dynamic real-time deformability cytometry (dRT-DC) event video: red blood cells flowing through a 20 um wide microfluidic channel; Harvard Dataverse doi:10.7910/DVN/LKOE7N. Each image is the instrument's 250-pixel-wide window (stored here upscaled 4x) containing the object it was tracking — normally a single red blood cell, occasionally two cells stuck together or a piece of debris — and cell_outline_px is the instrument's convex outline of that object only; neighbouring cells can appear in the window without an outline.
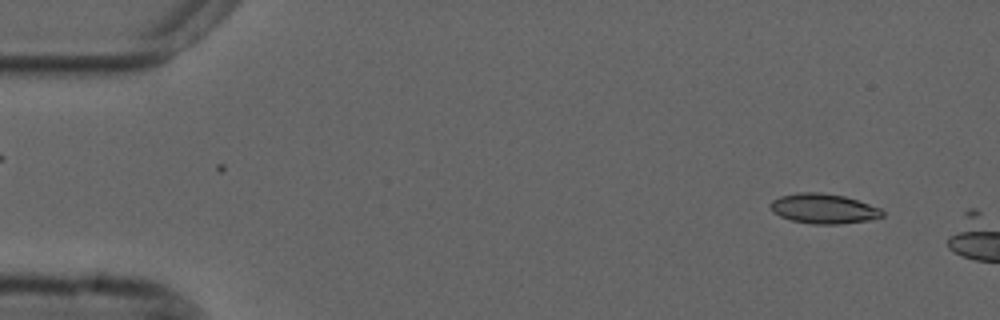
{"species": "common noctule bat (a hibernating species)", "species_latin": "Nyctalus noctula", "temperature_condition": "cold", "stored_images_in_passage": 10, "camera_frame_rate_fps": 3000, "um_per_image_px": 0.085, "animal": {"sex": "male", "forearm_length_mm": 52.5}, "frame": {"image": 1, "passage_image": 4, "time_ms": 1.0, "image_size_px": [1000, 320], "cell_outline_px": [[884, 216], [868, 220], [840, 224], [812, 224], [792, 220], [780, 216], [772, 212], [768, 204], [772, 200], [780, 196], [796, 192], [820, 192], [844, 196], [880, 208], [884, 212]], "centroid_in_image_um": [69.96, 17.73], "position_along_channel_um": 15.0, "area_um2": 19.54}}